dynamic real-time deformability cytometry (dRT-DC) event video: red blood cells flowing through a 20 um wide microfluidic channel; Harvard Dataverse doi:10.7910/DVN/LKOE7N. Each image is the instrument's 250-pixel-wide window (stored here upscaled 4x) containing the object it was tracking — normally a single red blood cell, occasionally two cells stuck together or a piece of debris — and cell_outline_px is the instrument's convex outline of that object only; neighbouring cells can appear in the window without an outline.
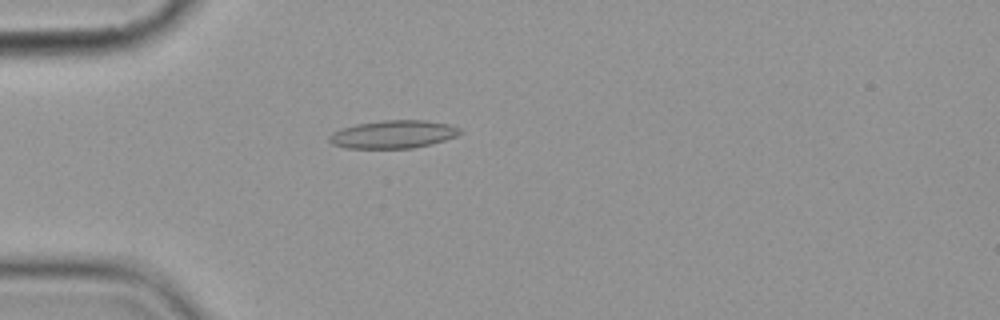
{"species": "common noctule bat (a hibernating species)", "species_latin": "Nyctalus noctula", "temperature_condition": "cold", "stored_images_in_passage": 5, "camera_frame_rate_fps": 3000, "um_per_image_px": 0.085, "animal": {"sex": "female", "body_mass_g": 19.9}, "frame": {"image": 1, "passage_image": 4, "time_ms": 4.667, "image_size_px": [1000, 320], "cell_outline_px": [[464, 132], [456, 136], [432, 144], [412, 148], [344, 148], [332, 144], [328, 140], [328, 136], [332, 132], [340, 128], [356, 124], [380, 120], [424, 120], [448, 124], [460, 128]], "centroid_in_image_um": [33.4, 11.41], "position_along_channel_um": 51.6, "area_um2": 21.5}}